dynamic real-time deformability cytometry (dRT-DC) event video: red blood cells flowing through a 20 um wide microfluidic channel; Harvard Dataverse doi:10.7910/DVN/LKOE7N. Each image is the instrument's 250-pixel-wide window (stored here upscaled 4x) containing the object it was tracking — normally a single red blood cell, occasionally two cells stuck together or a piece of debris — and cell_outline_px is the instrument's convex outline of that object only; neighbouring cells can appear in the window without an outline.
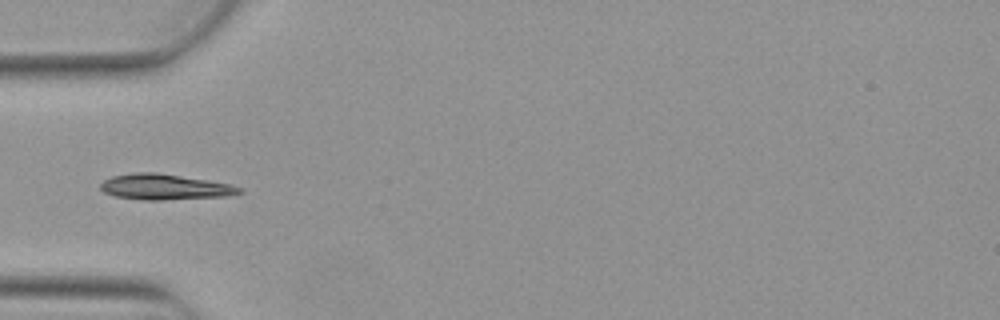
{"species": "Egyptian fruit bat (a non-hibernating species)", "species_latin": "Rousettus aegyptiacus", "temperature_condition": "warm", "stored_images_in_passage": 1, "camera_frame_rate_fps": 3000, "um_per_image_px": 0.085, "animal": {"sex": "female"}, "frame": {"image": 1, "passage_image": 1, "time_ms": 0.0, "image_size_px": [1000, 320], "cell_outline_px": [[244, 192], [228, 196], [160, 200], [140, 200], [116, 196], [104, 192], [100, 188], [100, 184], [104, 180], [112, 176], [132, 172], [156, 172], [208, 180], [232, 184], [244, 188]], "centroid_in_image_um": [14.04, 15.88], "position_along_channel_um": 71.0, "area_um2": 20.92}}